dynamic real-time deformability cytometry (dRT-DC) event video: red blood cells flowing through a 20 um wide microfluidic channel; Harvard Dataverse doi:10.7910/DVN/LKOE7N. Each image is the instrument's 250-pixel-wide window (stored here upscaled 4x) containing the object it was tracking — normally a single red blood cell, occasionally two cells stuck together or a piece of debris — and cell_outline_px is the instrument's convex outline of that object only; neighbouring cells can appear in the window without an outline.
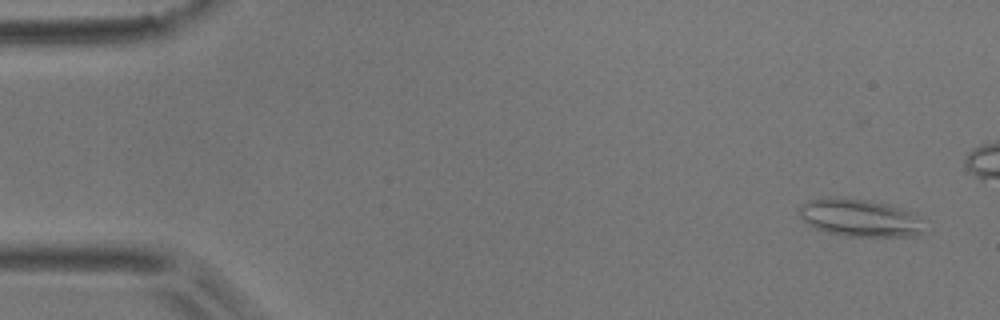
{"species": "common noctule bat (a hibernating species)", "species_latin": "Nyctalus noctula", "temperature_condition": "room temperature", "stored_images_in_passage": 7, "camera_frame_rate_fps": 3000, "um_per_image_px": 0.085, "animal": {"sex": "male", "body_mass_g": 17.9}, "frame": {"image": 1, "passage_image": 1, "time_ms": 0.0, "image_size_px": [1000, 320], "cell_outline_px": [[924, 232], [916, 236], [844, 236], [828, 232], [816, 228], [808, 224], [800, 216], [800, 204], [808, 200], [836, 196], [872, 200], [888, 204], [916, 212]], "centroid_in_image_um": [73.09, 18.49], "position_along_channel_um": 11.9, "area_um2": 27.57}}